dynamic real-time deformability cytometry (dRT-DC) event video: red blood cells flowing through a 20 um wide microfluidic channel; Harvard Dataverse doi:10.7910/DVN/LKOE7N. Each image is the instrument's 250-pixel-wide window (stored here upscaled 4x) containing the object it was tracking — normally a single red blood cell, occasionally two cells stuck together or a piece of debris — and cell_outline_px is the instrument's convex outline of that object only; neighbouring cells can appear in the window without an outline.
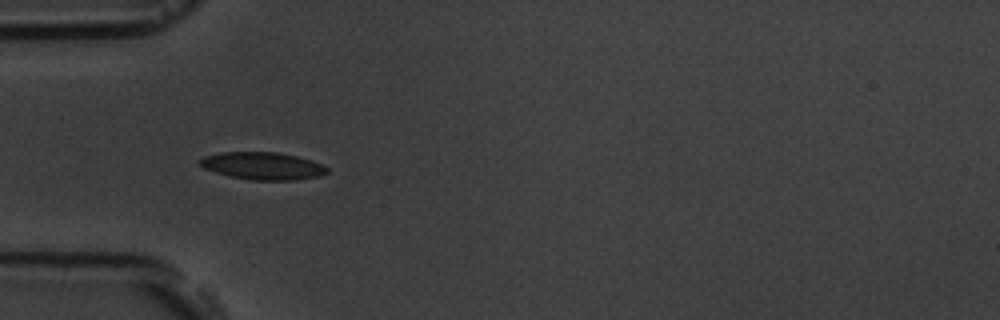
{"species": "common noctule bat (a hibernating species)", "species_latin": "Nyctalus noctula", "temperature_condition": "room temperature", "stored_images_in_passage": 5, "camera_frame_rate_fps": 3000, "um_per_image_px": 0.085, "animal": {"sex": "male", "body_mass_g": 19.5, "forearm_length_mm": 54.6}, "frame": {"image": 1, "passage_image": 4, "time_ms": 5.333, "image_size_px": [1000, 320], "cell_outline_px": [[328, 172], [320, 176], [296, 180], [252, 180], [232, 176], [216, 172], [204, 168], [196, 160], [204, 156], [220, 152], [276, 152], [296, 156], [312, 160], [324, 164], [328, 168]], "centroid_in_image_um": [22.35, 14.09], "position_along_channel_um": 62.7, "area_um2": 20.4}}
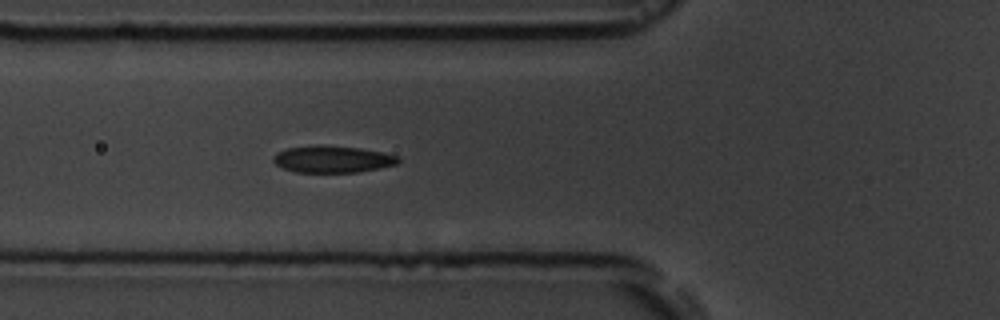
{"frame": {"image": 2, "passage_image": 5, "time_ms": 6.333, "image_size_px": [1000, 320], "cell_outline_px": [[400, 160], [396, 164], [380, 168], [356, 172], [296, 172], [284, 168], [276, 164], [272, 160], [272, 156], [276, 152], [288, 148], [316, 144], [320, 144], [360, 148], [400, 156]], "centroid_in_image_um": [28.24, 13.52], "position_along_channel_um": 97.6, "area_um2": 19.65}}